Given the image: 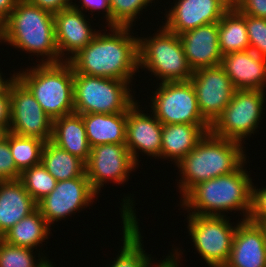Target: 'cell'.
I'll use <instances>...</instances> for the list:
<instances>
[{
    "instance_id": "cell-28",
    "label": "cell",
    "mask_w": 266,
    "mask_h": 267,
    "mask_svg": "<svg viewBox=\"0 0 266 267\" xmlns=\"http://www.w3.org/2000/svg\"><path fill=\"white\" fill-rule=\"evenodd\" d=\"M41 163L57 181L78 178L86 173L85 163L81 159L51 141L44 145Z\"/></svg>"
},
{
    "instance_id": "cell-15",
    "label": "cell",
    "mask_w": 266,
    "mask_h": 267,
    "mask_svg": "<svg viewBox=\"0 0 266 267\" xmlns=\"http://www.w3.org/2000/svg\"><path fill=\"white\" fill-rule=\"evenodd\" d=\"M138 103L140 102L136 100L127 111L125 144L133 160L139 165L141 160L138 159V151L155 159L161 158L163 124L153 113H144Z\"/></svg>"
},
{
    "instance_id": "cell-40",
    "label": "cell",
    "mask_w": 266,
    "mask_h": 267,
    "mask_svg": "<svg viewBox=\"0 0 266 267\" xmlns=\"http://www.w3.org/2000/svg\"><path fill=\"white\" fill-rule=\"evenodd\" d=\"M174 250L173 252L168 254L164 260L159 261L157 264H153L154 261L151 262V264L148 267H179L180 260L179 257L180 255L182 256V253L177 249H172ZM173 253V254H172ZM179 260V261H178Z\"/></svg>"
},
{
    "instance_id": "cell-3",
    "label": "cell",
    "mask_w": 266,
    "mask_h": 267,
    "mask_svg": "<svg viewBox=\"0 0 266 267\" xmlns=\"http://www.w3.org/2000/svg\"><path fill=\"white\" fill-rule=\"evenodd\" d=\"M239 142L207 132L177 164L178 190L181 199L197 184L235 171L245 160V151Z\"/></svg>"
},
{
    "instance_id": "cell-22",
    "label": "cell",
    "mask_w": 266,
    "mask_h": 267,
    "mask_svg": "<svg viewBox=\"0 0 266 267\" xmlns=\"http://www.w3.org/2000/svg\"><path fill=\"white\" fill-rule=\"evenodd\" d=\"M37 209V202L19 179L0 181V238Z\"/></svg>"
},
{
    "instance_id": "cell-21",
    "label": "cell",
    "mask_w": 266,
    "mask_h": 267,
    "mask_svg": "<svg viewBox=\"0 0 266 267\" xmlns=\"http://www.w3.org/2000/svg\"><path fill=\"white\" fill-rule=\"evenodd\" d=\"M130 198L131 195L124 197L122 200L124 203H121L123 246L110 267H148L152 262L151 259L153 260L150 254L145 253L143 236L138 225L140 220L136 216V209L134 210V200Z\"/></svg>"
},
{
    "instance_id": "cell-2",
    "label": "cell",
    "mask_w": 266,
    "mask_h": 267,
    "mask_svg": "<svg viewBox=\"0 0 266 267\" xmlns=\"http://www.w3.org/2000/svg\"><path fill=\"white\" fill-rule=\"evenodd\" d=\"M245 163L246 160L229 174L194 186L180 200L182 209H188V214L201 216H227L225 212L240 211L243 213L241 220H247L251 209L252 179Z\"/></svg>"
},
{
    "instance_id": "cell-47",
    "label": "cell",
    "mask_w": 266,
    "mask_h": 267,
    "mask_svg": "<svg viewBox=\"0 0 266 267\" xmlns=\"http://www.w3.org/2000/svg\"><path fill=\"white\" fill-rule=\"evenodd\" d=\"M261 226L264 228L265 234H266V222L262 223Z\"/></svg>"
},
{
    "instance_id": "cell-39",
    "label": "cell",
    "mask_w": 266,
    "mask_h": 267,
    "mask_svg": "<svg viewBox=\"0 0 266 267\" xmlns=\"http://www.w3.org/2000/svg\"><path fill=\"white\" fill-rule=\"evenodd\" d=\"M31 4L49 11L51 13L60 12L62 9L73 6L72 0H28Z\"/></svg>"
},
{
    "instance_id": "cell-8",
    "label": "cell",
    "mask_w": 266,
    "mask_h": 267,
    "mask_svg": "<svg viewBox=\"0 0 266 267\" xmlns=\"http://www.w3.org/2000/svg\"><path fill=\"white\" fill-rule=\"evenodd\" d=\"M265 92L235 90L229 104L210 125V132L215 136L243 144L245 138L256 132L263 119L261 116L265 110Z\"/></svg>"
},
{
    "instance_id": "cell-19",
    "label": "cell",
    "mask_w": 266,
    "mask_h": 267,
    "mask_svg": "<svg viewBox=\"0 0 266 267\" xmlns=\"http://www.w3.org/2000/svg\"><path fill=\"white\" fill-rule=\"evenodd\" d=\"M220 66L236 90L266 89V58L249 50L230 52L222 56Z\"/></svg>"
},
{
    "instance_id": "cell-20",
    "label": "cell",
    "mask_w": 266,
    "mask_h": 267,
    "mask_svg": "<svg viewBox=\"0 0 266 267\" xmlns=\"http://www.w3.org/2000/svg\"><path fill=\"white\" fill-rule=\"evenodd\" d=\"M184 54L193 71L221 64L218 22L199 26L180 35Z\"/></svg>"
},
{
    "instance_id": "cell-1",
    "label": "cell",
    "mask_w": 266,
    "mask_h": 267,
    "mask_svg": "<svg viewBox=\"0 0 266 267\" xmlns=\"http://www.w3.org/2000/svg\"><path fill=\"white\" fill-rule=\"evenodd\" d=\"M109 28L111 33L99 31L68 62L75 73L132 83L139 70V37L131 35L132 27Z\"/></svg>"
},
{
    "instance_id": "cell-13",
    "label": "cell",
    "mask_w": 266,
    "mask_h": 267,
    "mask_svg": "<svg viewBox=\"0 0 266 267\" xmlns=\"http://www.w3.org/2000/svg\"><path fill=\"white\" fill-rule=\"evenodd\" d=\"M96 195L85 173L78 178L57 181L54 190L37 203V208L51 227L54 222L91 206Z\"/></svg>"
},
{
    "instance_id": "cell-30",
    "label": "cell",
    "mask_w": 266,
    "mask_h": 267,
    "mask_svg": "<svg viewBox=\"0 0 266 267\" xmlns=\"http://www.w3.org/2000/svg\"><path fill=\"white\" fill-rule=\"evenodd\" d=\"M19 180L37 203L50 194L57 184V180L46 170L42 163L23 170L20 173Z\"/></svg>"
},
{
    "instance_id": "cell-26",
    "label": "cell",
    "mask_w": 266,
    "mask_h": 267,
    "mask_svg": "<svg viewBox=\"0 0 266 267\" xmlns=\"http://www.w3.org/2000/svg\"><path fill=\"white\" fill-rule=\"evenodd\" d=\"M50 226L37 208L25 218H22L1 237L6 243L37 249L35 247L45 242L50 236Z\"/></svg>"
},
{
    "instance_id": "cell-14",
    "label": "cell",
    "mask_w": 266,
    "mask_h": 267,
    "mask_svg": "<svg viewBox=\"0 0 266 267\" xmlns=\"http://www.w3.org/2000/svg\"><path fill=\"white\" fill-rule=\"evenodd\" d=\"M189 81L194 87L202 116L212 124L236 90L231 79L219 65L195 70Z\"/></svg>"
},
{
    "instance_id": "cell-27",
    "label": "cell",
    "mask_w": 266,
    "mask_h": 267,
    "mask_svg": "<svg viewBox=\"0 0 266 267\" xmlns=\"http://www.w3.org/2000/svg\"><path fill=\"white\" fill-rule=\"evenodd\" d=\"M218 41L222 55L250 49L246 14L228 10L218 22Z\"/></svg>"
},
{
    "instance_id": "cell-42",
    "label": "cell",
    "mask_w": 266,
    "mask_h": 267,
    "mask_svg": "<svg viewBox=\"0 0 266 267\" xmlns=\"http://www.w3.org/2000/svg\"><path fill=\"white\" fill-rule=\"evenodd\" d=\"M247 0H226L229 10H238Z\"/></svg>"
},
{
    "instance_id": "cell-29",
    "label": "cell",
    "mask_w": 266,
    "mask_h": 267,
    "mask_svg": "<svg viewBox=\"0 0 266 267\" xmlns=\"http://www.w3.org/2000/svg\"><path fill=\"white\" fill-rule=\"evenodd\" d=\"M8 143L16 168L20 172L41 163L45 141L8 132Z\"/></svg>"
},
{
    "instance_id": "cell-4",
    "label": "cell",
    "mask_w": 266,
    "mask_h": 267,
    "mask_svg": "<svg viewBox=\"0 0 266 267\" xmlns=\"http://www.w3.org/2000/svg\"><path fill=\"white\" fill-rule=\"evenodd\" d=\"M4 43L42 57L39 63H59L54 14L28 0H19L4 23ZM46 58V59H45Z\"/></svg>"
},
{
    "instance_id": "cell-10",
    "label": "cell",
    "mask_w": 266,
    "mask_h": 267,
    "mask_svg": "<svg viewBox=\"0 0 266 267\" xmlns=\"http://www.w3.org/2000/svg\"><path fill=\"white\" fill-rule=\"evenodd\" d=\"M150 101V112L163 125L210 124L200 112L190 81L160 82Z\"/></svg>"
},
{
    "instance_id": "cell-34",
    "label": "cell",
    "mask_w": 266,
    "mask_h": 267,
    "mask_svg": "<svg viewBox=\"0 0 266 267\" xmlns=\"http://www.w3.org/2000/svg\"><path fill=\"white\" fill-rule=\"evenodd\" d=\"M253 184L252 182L251 209L247 220L261 225L266 222V186L258 189Z\"/></svg>"
},
{
    "instance_id": "cell-16",
    "label": "cell",
    "mask_w": 266,
    "mask_h": 267,
    "mask_svg": "<svg viewBox=\"0 0 266 267\" xmlns=\"http://www.w3.org/2000/svg\"><path fill=\"white\" fill-rule=\"evenodd\" d=\"M228 10L226 0H176L165 14L163 26L180 35L199 26L219 22Z\"/></svg>"
},
{
    "instance_id": "cell-11",
    "label": "cell",
    "mask_w": 266,
    "mask_h": 267,
    "mask_svg": "<svg viewBox=\"0 0 266 267\" xmlns=\"http://www.w3.org/2000/svg\"><path fill=\"white\" fill-rule=\"evenodd\" d=\"M53 119L42 109L30 90L13 74L10 77L9 132L51 141Z\"/></svg>"
},
{
    "instance_id": "cell-5",
    "label": "cell",
    "mask_w": 266,
    "mask_h": 267,
    "mask_svg": "<svg viewBox=\"0 0 266 267\" xmlns=\"http://www.w3.org/2000/svg\"><path fill=\"white\" fill-rule=\"evenodd\" d=\"M14 75L53 120L74 113L73 68L68 61L38 63Z\"/></svg>"
},
{
    "instance_id": "cell-25",
    "label": "cell",
    "mask_w": 266,
    "mask_h": 267,
    "mask_svg": "<svg viewBox=\"0 0 266 267\" xmlns=\"http://www.w3.org/2000/svg\"><path fill=\"white\" fill-rule=\"evenodd\" d=\"M90 147L125 144L127 112L81 114Z\"/></svg>"
},
{
    "instance_id": "cell-35",
    "label": "cell",
    "mask_w": 266,
    "mask_h": 267,
    "mask_svg": "<svg viewBox=\"0 0 266 267\" xmlns=\"http://www.w3.org/2000/svg\"><path fill=\"white\" fill-rule=\"evenodd\" d=\"M20 173L11 154L7 134L6 139L0 143V181L19 179Z\"/></svg>"
},
{
    "instance_id": "cell-38",
    "label": "cell",
    "mask_w": 266,
    "mask_h": 267,
    "mask_svg": "<svg viewBox=\"0 0 266 267\" xmlns=\"http://www.w3.org/2000/svg\"><path fill=\"white\" fill-rule=\"evenodd\" d=\"M238 10L252 17L266 18V0H247Z\"/></svg>"
},
{
    "instance_id": "cell-9",
    "label": "cell",
    "mask_w": 266,
    "mask_h": 267,
    "mask_svg": "<svg viewBox=\"0 0 266 267\" xmlns=\"http://www.w3.org/2000/svg\"><path fill=\"white\" fill-rule=\"evenodd\" d=\"M187 219L188 232L198 254L209 267H224L232 249L237 224L229 223L227 216L187 214Z\"/></svg>"
},
{
    "instance_id": "cell-43",
    "label": "cell",
    "mask_w": 266,
    "mask_h": 267,
    "mask_svg": "<svg viewBox=\"0 0 266 267\" xmlns=\"http://www.w3.org/2000/svg\"><path fill=\"white\" fill-rule=\"evenodd\" d=\"M9 132V127L0 126V143L6 139Z\"/></svg>"
},
{
    "instance_id": "cell-31",
    "label": "cell",
    "mask_w": 266,
    "mask_h": 267,
    "mask_svg": "<svg viewBox=\"0 0 266 267\" xmlns=\"http://www.w3.org/2000/svg\"><path fill=\"white\" fill-rule=\"evenodd\" d=\"M33 250L8 244L0 238V267H41L47 257H41L39 251L37 257L40 259L36 260Z\"/></svg>"
},
{
    "instance_id": "cell-7",
    "label": "cell",
    "mask_w": 266,
    "mask_h": 267,
    "mask_svg": "<svg viewBox=\"0 0 266 267\" xmlns=\"http://www.w3.org/2000/svg\"><path fill=\"white\" fill-rule=\"evenodd\" d=\"M130 82L73 71L74 113H121L136 102Z\"/></svg>"
},
{
    "instance_id": "cell-6",
    "label": "cell",
    "mask_w": 266,
    "mask_h": 267,
    "mask_svg": "<svg viewBox=\"0 0 266 267\" xmlns=\"http://www.w3.org/2000/svg\"><path fill=\"white\" fill-rule=\"evenodd\" d=\"M158 30L153 33L155 36L139 37V68L148 70L161 82L189 81L194 71L184 54L180 36L163 24Z\"/></svg>"
},
{
    "instance_id": "cell-12",
    "label": "cell",
    "mask_w": 266,
    "mask_h": 267,
    "mask_svg": "<svg viewBox=\"0 0 266 267\" xmlns=\"http://www.w3.org/2000/svg\"><path fill=\"white\" fill-rule=\"evenodd\" d=\"M138 164L133 160L126 144H101L91 147L85 164L87 178L93 190L100 194L106 182L124 184Z\"/></svg>"
},
{
    "instance_id": "cell-17",
    "label": "cell",
    "mask_w": 266,
    "mask_h": 267,
    "mask_svg": "<svg viewBox=\"0 0 266 267\" xmlns=\"http://www.w3.org/2000/svg\"><path fill=\"white\" fill-rule=\"evenodd\" d=\"M84 15L85 13L74 6L54 13L55 40L60 61H69L99 32V30L92 29L91 25L89 26V21L86 20L87 15Z\"/></svg>"
},
{
    "instance_id": "cell-45",
    "label": "cell",
    "mask_w": 266,
    "mask_h": 267,
    "mask_svg": "<svg viewBox=\"0 0 266 267\" xmlns=\"http://www.w3.org/2000/svg\"><path fill=\"white\" fill-rule=\"evenodd\" d=\"M3 73L0 71V90L3 89L9 82L10 78L2 77Z\"/></svg>"
},
{
    "instance_id": "cell-32",
    "label": "cell",
    "mask_w": 266,
    "mask_h": 267,
    "mask_svg": "<svg viewBox=\"0 0 266 267\" xmlns=\"http://www.w3.org/2000/svg\"><path fill=\"white\" fill-rule=\"evenodd\" d=\"M153 0H112V26L133 27V22L140 16V11L147 9ZM155 1V0H154ZM138 15V16H137Z\"/></svg>"
},
{
    "instance_id": "cell-24",
    "label": "cell",
    "mask_w": 266,
    "mask_h": 267,
    "mask_svg": "<svg viewBox=\"0 0 266 267\" xmlns=\"http://www.w3.org/2000/svg\"><path fill=\"white\" fill-rule=\"evenodd\" d=\"M51 142L78 157L85 164L89 160L91 147L82 116L79 114L72 113L54 119Z\"/></svg>"
},
{
    "instance_id": "cell-36",
    "label": "cell",
    "mask_w": 266,
    "mask_h": 267,
    "mask_svg": "<svg viewBox=\"0 0 266 267\" xmlns=\"http://www.w3.org/2000/svg\"><path fill=\"white\" fill-rule=\"evenodd\" d=\"M79 1H80L79 3H81L82 5L79 4L77 5L76 3H73V6L77 10H80L81 12H84L85 10H86L85 12H87V10H89V12L91 11L92 13L101 10L106 13L104 18L106 19V22H108L106 23L108 27L112 26V13L110 7L112 0H79ZM79 6L81 7L79 8Z\"/></svg>"
},
{
    "instance_id": "cell-41",
    "label": "cell",
    "mask_w": 266,
    "mask_h": 267,
    "mask_svg": "<svg viewBox=\"0 0 266 267\" xmlns=\"http://www.w3.org/2000/svg\"><path fill=\"white\" fill-rule=\"evenodd\" d=\"M19 0H0V19L5 23Z\"/></svg>"
},
{
    "instance_id": "cell-18",
    "label": "cell",
    "mask_w": 266,
    "mask_h": 267,
    "mask_svg": "<svg viewBox=\"0 0 266 267\" xmlns=\"http://www.w3.org/2000/svg\"><path fill=\"white\" fill-rule=\"evenodd\" d=\"M224 267H266V234L261 225L248 220L238 221Z\"/></svg>"
},
{
    "instance_id": "cell-44",
    "label": "cell",
    "mask_w": 266,
    "mask_h": 267,
    "mask_svg": "<svg viewBox=\"0 0 266 267\" xmlns=\"http://www.w3.org/2000/svg\"><path fill=\"white\" fill-rule=\"evenodd\" d=\"M5 40V30H4V22L0 19V42L4 43Z\"/></svg>"
},
{
    "instance_id": "cell-33",
    "label": "cell",
    "mask_w": 266,
    "mask_h": 267,
    "mask_svg": "<svg viewBox=\"0 0 266 267\" xmlns=\"http://www.w3.org/2000/svg\"><path fill=\"white\" fill-rule=\"evenodd\" d=\"M250 50L266 58V18L246 15Z\"/></svg>"
},
{
    "instance_id": "cell-46",
    "label": "cell",
    "mask_w": 266,
    "mask_h": 267,
    "mask_svg": "<svg viewBox=\"0 0 266 267\" xmlns=\"http://www.w3.org/2000/svg\"><path fill=\"white\" fill-rule=\"evenodd\" d=\"M52 264L53 263L51 261L49 262V259H47L41 267H54Z\"/></svg>"
},
{
    "instance_id": "cell-37",
    "label": "cell",
    "mask_w": 266,
    "mask_h": 267,
    "mask_svg": "<svg viewBox=\"0 0 266 267\" xmlns=\"http://www.w3.org/2000/svg\"><path fill=\"white\" fill-rule=\"evenodd\" d=\"M10 125V80L8 84L0 90V126Z\"/></svg>"
},
{
    "instance_id": "cell-23",
    "label": "cell",
    "mask_w": 266,
    "mask_h": 267,
    "mask_svg": "<svg viewBox=\"0 0 266 267\" xmlns=\"http://www.w3.org/2000/svg\"><path fill=\"white\" fill-rule=\"evenodd\" d=\"M210 125L182 123L163 125L161 159L170 158L176 165L210 131Z\"/></svg>"
}]
</instances>
